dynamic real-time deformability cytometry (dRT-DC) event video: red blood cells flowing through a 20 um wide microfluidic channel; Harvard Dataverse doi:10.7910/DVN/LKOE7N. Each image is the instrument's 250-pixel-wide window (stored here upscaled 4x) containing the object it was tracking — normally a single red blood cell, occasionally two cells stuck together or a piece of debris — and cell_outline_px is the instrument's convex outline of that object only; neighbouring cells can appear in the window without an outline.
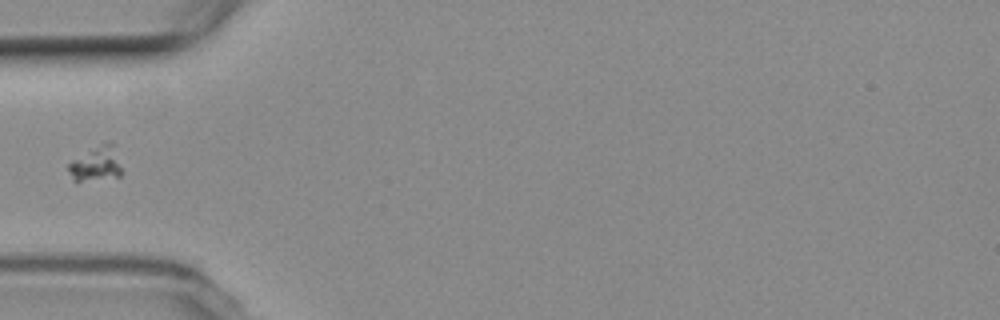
{"species": "common noctule bat (a hibernating species)", "species_latin": "Nyctalus noctula", "temperature_condition": "room temperature", "stored_images_in_passage": 1, "camera_frame_rate_fps": 3000, "um_per_image_px": 0.085, "animal": {"sex": "female", "body_mass_g": 19.3, "forearm_length_mm": 54.1}, "frame": {"image": 1, "passage_image": 1, "time_ms": 0.0, "image_size_px": [1000, 320], "cell_outline_px": [[124, 172], [120, 176], [76, 184], [72, 180], [68, 172], [68, 164], [72, 160], [104, 144], [112, 144]], "centroid_in_image_um": [8.14, 14.06], "position_along_channel_um": 76.9, "area_um2": 10.75}}